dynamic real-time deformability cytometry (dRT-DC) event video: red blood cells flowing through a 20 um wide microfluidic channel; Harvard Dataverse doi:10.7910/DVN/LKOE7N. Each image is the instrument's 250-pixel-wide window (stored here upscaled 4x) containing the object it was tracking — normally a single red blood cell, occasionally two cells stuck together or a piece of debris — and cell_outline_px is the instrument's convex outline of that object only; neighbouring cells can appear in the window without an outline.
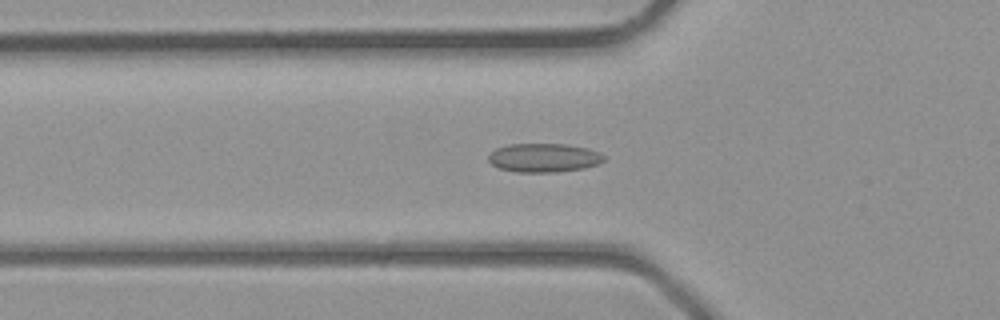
{"species": "common noctule bat (a hibernating species)", "species_latin": "Nyctalus noctula", "temperature_condition": "room temperature", "stored_images_in_passage": 39, "camera_frame_rate_fps": 3000, "um_per_image_px": 0.085, "animal": {"sex": "male", "body_mass_g": 23.1, "forearm_length_mm": 52.7}, "frame": {"image": 1, "passage_image": 14, "time_ms": 4.333, "image_size_px": [1000, 320], "cell_outline_px": [[604, 160], [596, 164], [584, 168], [556, 172], [516, 172], [500, 168], [492, 164], [488, 160], [488, 156], [496, 148], [508, 144], [568, 144], [588, 148], [600, 152], [604, 156]], "centroid_in_image_um": [46.23, 13.4], "position_along_channel_um": 79.6, "area_um2": 19.36}}
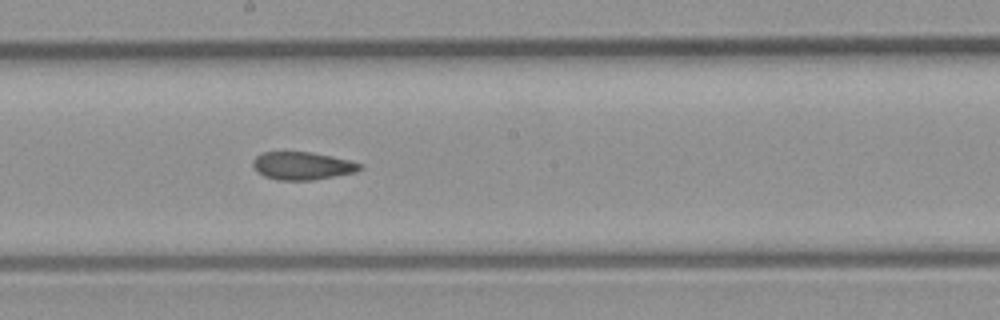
{"frame": {"image": 2, "passage_image": 22, "time_ms": 7.0, "image_size_px": [1000, 320], "cell_outline_px": [[360, 168], [356, 172], [312, 180], [276, 180], [264, 176], [256, 172], [252, 164], [252, 160], [256, 156], [264, 152], [312, 152], [332, 156], [348, 160], [360, 164]], "centroid_in_image_um": [25.63, 14.09], "position_along_channel_um": 222.6, "area_um2": 17.28}}
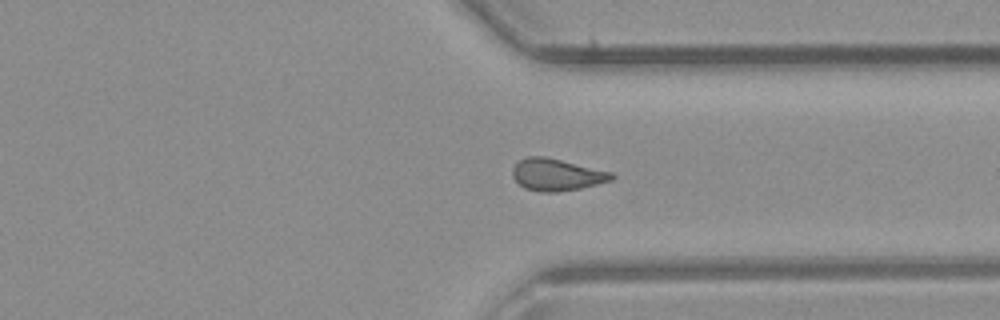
{"frame": {"image": 3, "passage_image": 30, "time_ms": 9.667, "image_size_px": [1000, 320], "cell_outline_px": [[616, 176], [612, 180], [580, 188], [556, 192], [540, 192], [524, 188], [512, 176], [512, 168], [520, 160], [528, 156], [544, 156], [612, 172]], "centroid_in_image_um": [47.31, 14.85], "position_along_channel_um": 364.1, "area_um2": 18.32}}